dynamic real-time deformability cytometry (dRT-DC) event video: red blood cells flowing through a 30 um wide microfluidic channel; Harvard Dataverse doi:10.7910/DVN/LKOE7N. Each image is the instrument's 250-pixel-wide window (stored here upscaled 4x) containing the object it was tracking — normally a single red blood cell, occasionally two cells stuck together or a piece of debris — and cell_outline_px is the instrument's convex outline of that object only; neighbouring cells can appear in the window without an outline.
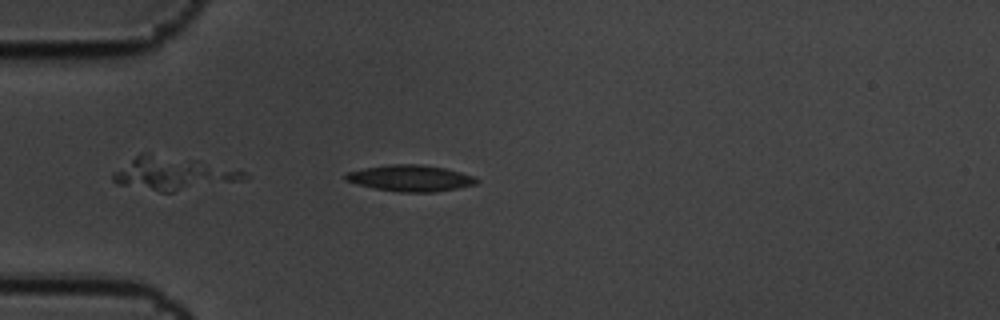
{"species": "common noctule bat (a hibernating species)", "species_latin": "Nyctalus noctula", "temperature_condition": "cold", "stored_images_in_passage": 2, "camera_frame_rate_fps": 3000, "um_per_image_px": 0.085, "animal": {"sex": "male", "body_mass_g": 19.5, "forearm_length_mm": 54.6}, "frame": {"image": 1, "passage_image": 2, "time_ms": 0.333, "image_size_px": [1000, 320], "cell_outline_px": [[480, 180], [476, 184], [436, 192], [400, 192], [376, 188], [356, 184], [344, 180], [344, 176], [348, 172], [364, 168], [392, 164], [420, 164], [444, 168], [476, 176]], "centroid_in_image_um": [34.9, 15.14], "position_along_channel_um": 50.1, "area_um2": 20.0}}